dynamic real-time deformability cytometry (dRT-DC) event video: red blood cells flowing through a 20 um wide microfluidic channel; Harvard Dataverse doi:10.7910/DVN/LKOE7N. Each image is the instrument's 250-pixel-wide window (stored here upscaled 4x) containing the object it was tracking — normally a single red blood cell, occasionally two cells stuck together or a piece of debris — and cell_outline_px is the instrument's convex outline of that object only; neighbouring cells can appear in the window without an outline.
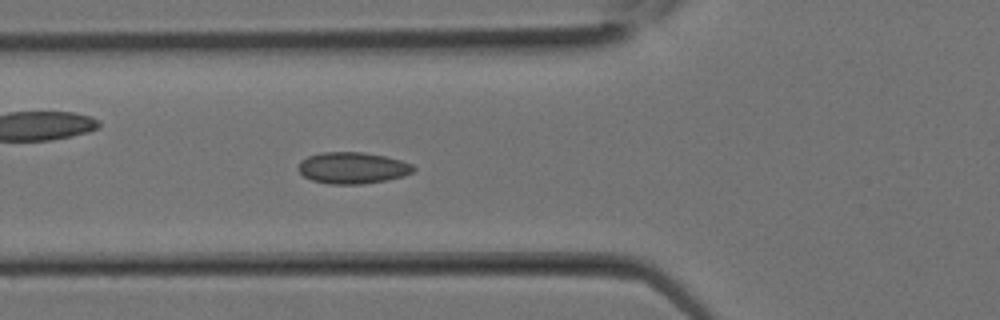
{"species": "Egyptian fruit bat (a non-hibernating species)", "species_latin": "Rousettus aegyptiacus", "temperature_condition": "room temperature", "stored_images_in_passage": 23, "segment_of_instrument_passage": [1, 2], "camera_frame_rate_fps": 3000, "um_per_image_px": 0.085, "animal": {"sex": "female"}, "frame": {"image": 1, "passage_image": 4, "time_ms": 1.0, "image_size_px": [1000, 320], "cell_outline_px": [[416, 168], [412, 172], [388, 180], [364, 184], [328, 184], [312, 180], [304, 176], [300, 172], [300, 160], [308, 156], [324, 152], [364, 152], [384, 156], [400, 160], [412, 164]], "centroid_in_image_um": [29.97, 14.27], "position_along_channel_um": 95.8, "area_um2": 20.98}}
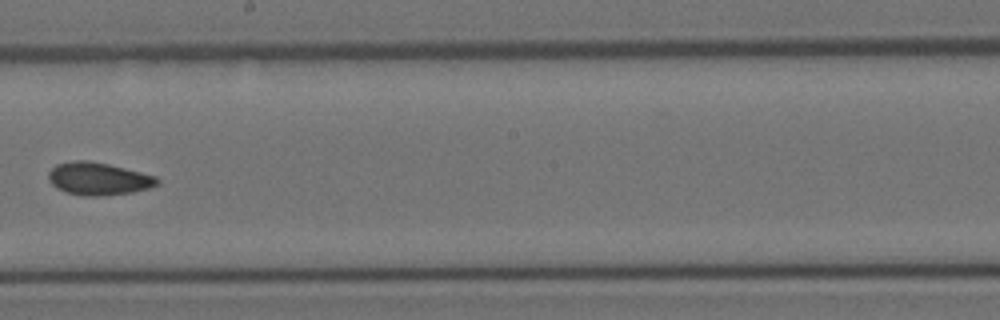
{"frame": {"image": 2, "passage_image": 10, "time_ms": 3.0, "image_size_px": [1000, 320], "cell_outline_px": [[160, 180], [156, 184], [148, 188], [132, 192], [96, 196], [80, 196], [64, 192], [56, 188], [48, 180], [48, 172], [56, 164], [72, 160], [88, 160], [108, 164], [156, 176]], "centroid_in_image_um": [8.3, 15.19], "position_along_channel_um": 239.9, "area_um2": 20.69}}
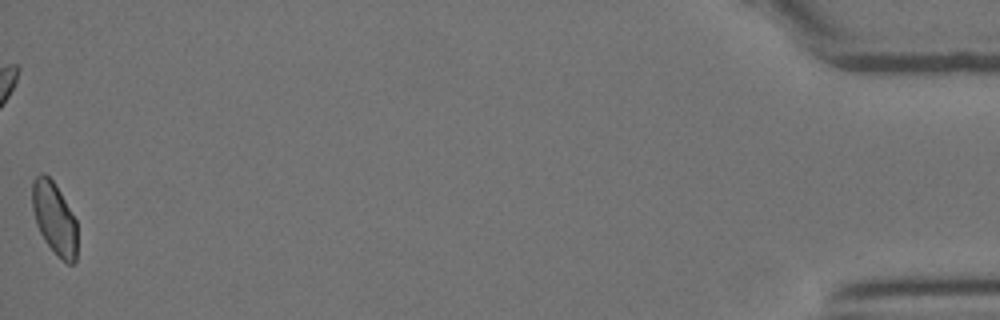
{"frame": {"image": 3, "passage_image": 22, "time_ms": 7.0, "image_size_px": [1000, 320], "cell_outline_px": [[76, 260], [72, 264], [68, 264], [44, 240], [36, 224], [32, 208], [32, 180], [40, 172], [44, 172], [52, 180], [60, 192], [76, 220]], "centroid_in_image_um": [4.6, 18.51], "position_along_channel_um": 430.6, "area_um2": 18.67}}